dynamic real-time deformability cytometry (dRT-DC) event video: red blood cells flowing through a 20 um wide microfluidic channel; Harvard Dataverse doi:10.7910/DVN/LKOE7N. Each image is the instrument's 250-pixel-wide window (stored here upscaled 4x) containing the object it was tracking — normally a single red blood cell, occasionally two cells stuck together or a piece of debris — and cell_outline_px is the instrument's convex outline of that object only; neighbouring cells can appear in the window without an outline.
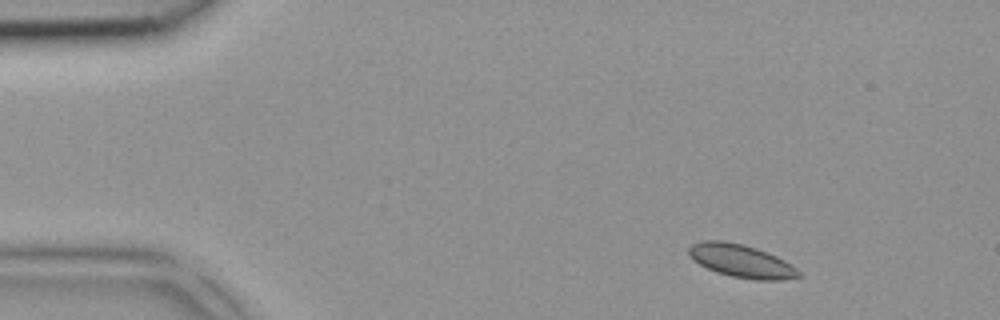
{"species": "common noctule bat (a hibernating species)", "species_latin": "Nyctalus noctula", "temperature_condition": "room temperature", "stored_images_in_passage": 3, "camera_frame_rate_fps": 3000, "um_per_image_px": 0.085, "animal": {"sex": "female", "body_mass_g": 18.4}, "frame": {"image": 1, "passage_image": 1, "time_ms": 0.0, "image_size_px": [1000, 320], "cell_outline_px": [[800, 276], [784, 280], [756, 280], [732, 276], [716, 272], [692, 260], [688, 256], [688, 248], [692, 244], [700, 240], [724, 240], [744, 244], [768, 252], [784, 260], [796, 268], [800, 272]], "centroid_in_image_um": [62.98, 22.16], "position_along_channel_um": 22.0, "area_um2": 21.27}}